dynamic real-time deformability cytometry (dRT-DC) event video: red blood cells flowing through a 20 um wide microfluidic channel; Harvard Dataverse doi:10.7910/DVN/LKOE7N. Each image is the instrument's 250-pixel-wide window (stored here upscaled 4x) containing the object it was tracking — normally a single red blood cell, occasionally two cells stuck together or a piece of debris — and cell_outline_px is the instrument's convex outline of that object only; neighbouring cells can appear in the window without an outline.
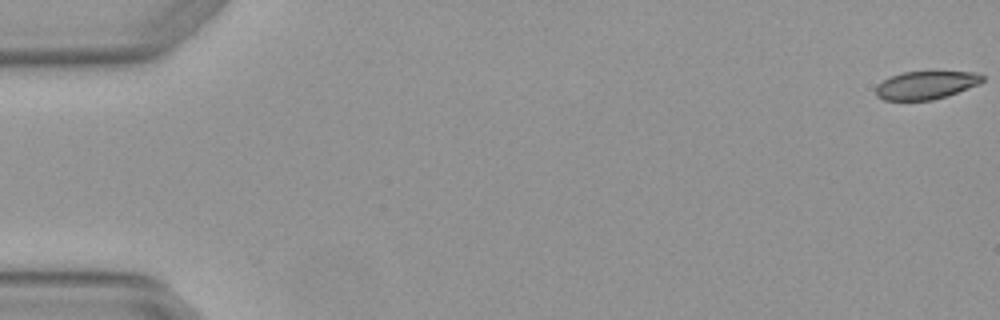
{"species": "Egyptian fruit bat (a non-hibernating species)", "species_latin": "Rousettus aegyptiacus", "temperature_condition": "warm", "stored_images_in_passage": 5, "camera_frame_rate_fps": 3000, "um_per_image_px": 0.085, "animal": {"sex": "female"}, "frame": {"image": 1, "passage_image": 1, "time_ms": 0.0, "image_size_px": [1000, 320], "cell_outline_px": [[984, 80], [980, 84], [948, 96], [932, 100], [884, 100], [876, 96], [876, 84], [892, 76], [904, 72], [976, 72], [984, 76]], "centroid_in_image_um": [78.73, 7.24], "position_along_channel_um": 6.3, "area_um2": 17.46}}
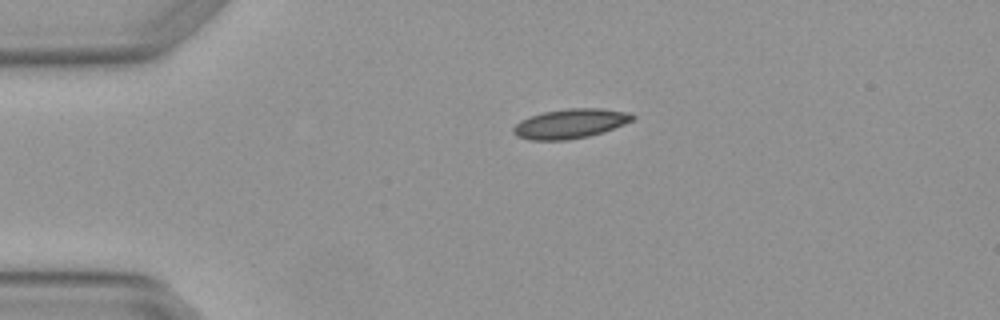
{"frame": {"image": 2, "passage_image": 4, "time_ms": 1.0, "image_size_px": [1000, 320], "cell_outline_px": [[636, 116], [632, 120], [624, 124], [604, 132], [588, 136], [568, 140], [528, 140], [516, 136], [512, 132], [512, 128], [520, 120], [528, 116], [544, 112], [568, 108], [604, 108], [632, 112]], "centroid_in_image_um": [48.48, 10.5], "position_along_channel_um": 36.5, "area_um2": 20.81}}